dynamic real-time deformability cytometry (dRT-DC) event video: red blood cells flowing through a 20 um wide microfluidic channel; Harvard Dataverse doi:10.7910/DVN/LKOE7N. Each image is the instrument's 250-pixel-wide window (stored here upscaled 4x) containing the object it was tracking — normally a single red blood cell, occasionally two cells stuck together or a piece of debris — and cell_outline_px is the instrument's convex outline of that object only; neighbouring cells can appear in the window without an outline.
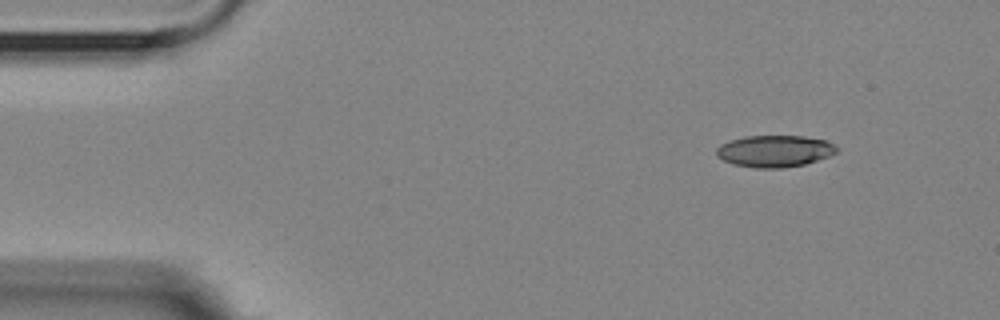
{"species": "Egyptian fruit bat (a non-hibernating species)", "species_latin": "Rousettus aegyptiacus", "temperature_condition": "room temperature", "stored_images_in_passage": 50, "camera_frame_rate_fps": 3000, "um_per_image_px": 0.085, "animal": {"sex": "female"}, "frame": {"image": 1, "passage_image": 1, "time_ms": 0.0, "image_size_px": [1000, 320], "cell_outline_px": [[840, 148], [836, 152], [828, 156], [804, 164], [780, 168], [756, 168], [732, 164], [716, 156], [716, 148], [720, 144], [728, 140], [748, 136], [804, 136], [824, 140]], "centroid_in_image_um": [65.8, 12.84], "position_along_channel_um": 19.2, "area_um2": 22.2}}
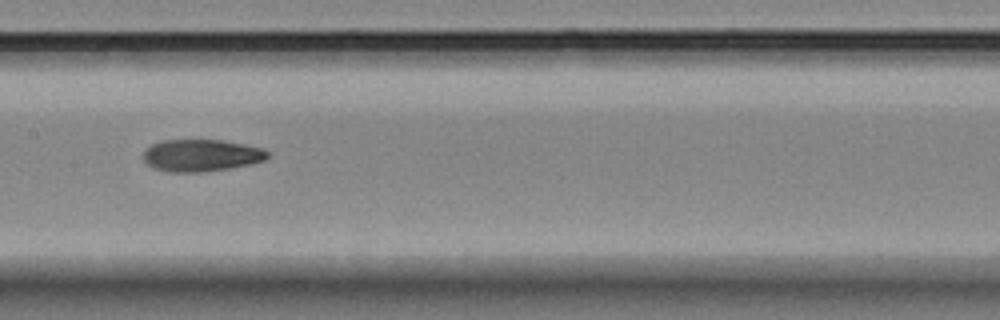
{"frame": {"image": 2, "passage_image": 22, "time_ms": 7.0, "image_size_px": [1000, 320], "cell_outline_px": [[268, 156], [264, 160], [252, 164], [204, 172], [172, 172], [152, 168], [144, 160], [144, 152], [152, 144], [164, 140], [220, 140], [244, 144], [264, 148], [268, 152]], "centroid_in_image_um": [17.12, 13.21], "position_along_channel_um": 190.3, "area_um2": 23.12}}
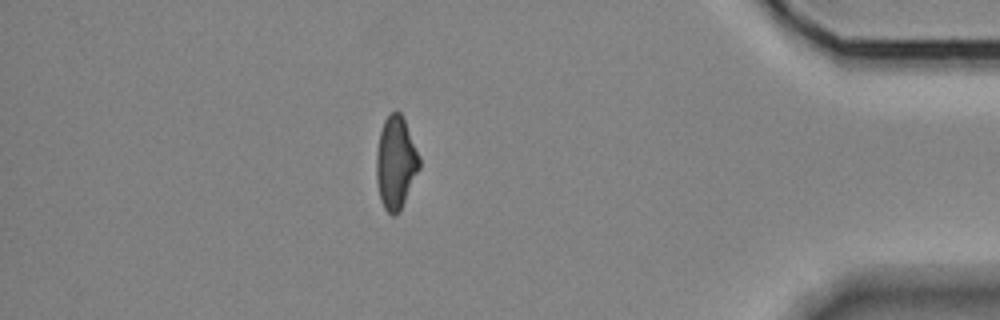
{"frame": {"image": 3, "passage_image": 43, "time_ms": 14.0, "image_size_px": [1000, 320], "cell_outline_px": [[420, 168], [400, 212], [396, 216], [392, 216], [384, 208], [380, 200], [376, 180], [376, 152], [380, 132], [384, 120], [392, 112], [400, 112], [404, 120], [420, 156]], "centroid_in_image_um": [33.63, 13.88], "position_along_channel_um": 401.6, "area_um2": 23.29}, "authors_computed_cell_mechanics": {"area_um2": 23.2356, "velocity_mm_per_s": 3.5978, "shape_relaxation_time_tau1_ms": null, "shape_relaxation_time_tau2_ms": 3.6945, "deformation_change_tau1": null, "deformation_change_tau2": 0.1097}}